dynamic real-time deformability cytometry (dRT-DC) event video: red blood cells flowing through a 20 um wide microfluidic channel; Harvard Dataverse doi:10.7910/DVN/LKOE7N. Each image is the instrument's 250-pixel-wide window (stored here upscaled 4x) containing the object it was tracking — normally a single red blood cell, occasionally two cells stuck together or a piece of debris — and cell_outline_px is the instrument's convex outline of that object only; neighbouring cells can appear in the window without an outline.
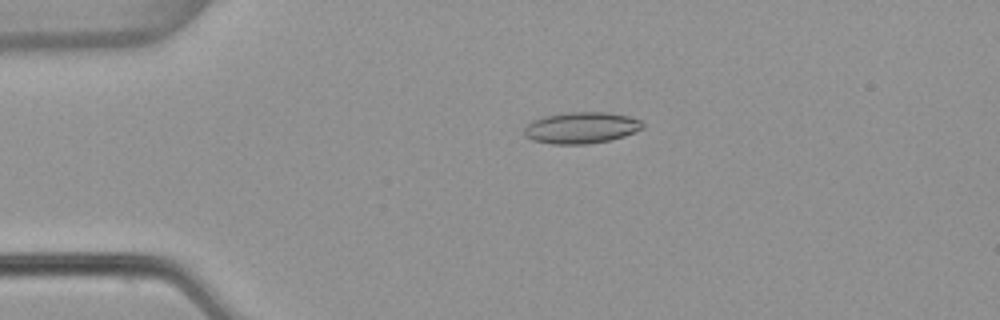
{"species": "common noctule bat (a hibernating species)", "species_latin": "Nyctalus noctula", "temperature_condition": "warm", "stored_images_in_passage": 53, "camera_frame_rate_fps": 3000, "um_per_image_px": 0.085, "animal": {"sex": "female", "body_mass_g": 22.7, "forearm_length_mm": 54.2}, "frame": {"image": 1, "passage_image": 12, "time_ms": 3.667, "image_size_px": [1000, 320], "cell_outline_px": [[644, 128], [636, 132], [612, 140], [588, 144], [552, 144], [532, 140], [524, 136], [524, 128], [532, 120], [544, 116], [568, 112], [608, 112], [628, 116], [640, 120], [644, 124]], "centroid_in_image_um": [49.42, 10.86], "position_along_channel_um": 35.6, "area_um2": 21.91}}
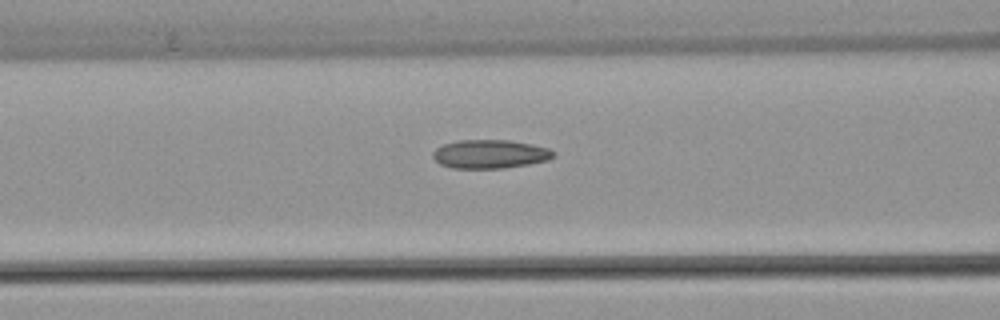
{"frame": {"image": 2, "passage_image": 22, "time_ms": 7.0, "image_size_px": [1000, 320], "cell_outline_px": [[556, 156], [548, 160], [528, 164], [504, 168], [452, 168], [440, 164], [432, 156], [432, 152], [436, 148], [444, 144], [456, 140], [508, 140], [532, 144], [548, 148], [556, 152]], "centroid_in_image_um": [41.66, 13.09], "position_along_channel_um": 124.9, "area_um2": 20.23}}
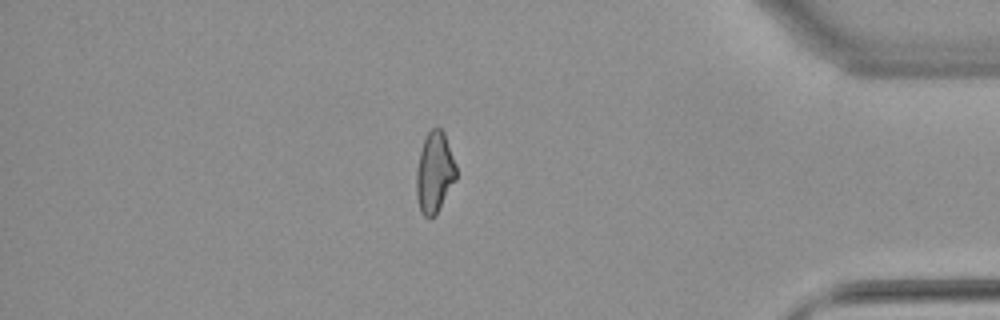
{"frame": {"image": 3, "passage_image": 46, "time_ms": 15.0, "image_size_px": [1000, 320], "cell_outline_px": [[456, 180], [436, 216], [424, 216], [420, 212], [416, 196], [416, 168], [420, 152], [424, 140], [428, 132], [432, 128], [440, 128], [444, 132], [456, 164]], "centroid_in_image_um": [36.93, 14.68], "position_along_channel_um": 398.3, "area_um2": 18.9}, "authors_computed_cell_mechanics": {"area_um2": 19.7676, "velocity_mm_per_s": 3.8545, "shape_relaxation_time_tau1_ms": null, "shape_relaxation_time_tau2_ms": 2.0922, "deformation_change_tau1": null, "deformation_change_tau2": 0.1005}}